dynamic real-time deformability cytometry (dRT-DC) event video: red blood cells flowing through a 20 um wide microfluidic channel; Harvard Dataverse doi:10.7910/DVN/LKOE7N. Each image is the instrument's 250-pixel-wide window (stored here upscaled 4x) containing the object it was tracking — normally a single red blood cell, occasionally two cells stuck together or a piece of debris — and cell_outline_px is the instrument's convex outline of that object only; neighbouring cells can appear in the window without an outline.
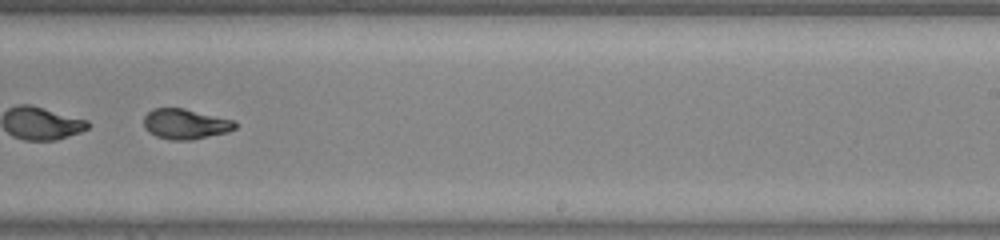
{"species": "common noctule bat (a hibernating species)", "species_latin": "Nyctalus noctula", "temperature_condition": "warm", "stored_images_in_passage": 50, "segment_of_instrument_passage": [2, 2], "camera_frame_rate_fps": 3000, "um_per_image_px": 0.085, "animal": {"sex": "male", "body_mass_g": 20.0, "forearm_length_mm": 53.3}, "frame": {"image": 1, "passage_image": 33, "time_ms": 10.667, "image_size_px": [1000, 240], "cell_outline_px": [[236, 128], [228, 132], [192, 140], [168, 140], [156, 136], [148, 132], [144, 128], [144, 116], [152, 108], [184, 108], [236, 120]], "centroid_in_image_um": [15.76, 10.54], "position_along_channel_um": 273.2, "area_um2": 16.36}}
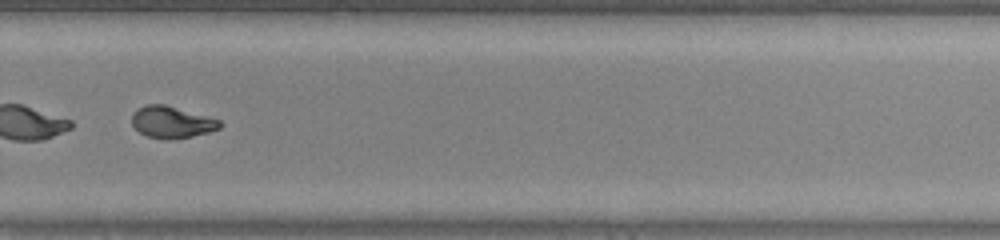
{"frame": {"image": 2, "passage_image": 36, "time_ms": 11.667, "image_size_px": [1000, 240], "cell_outline_px": [[224, 124], [220, 128], [208, 132], [192, 136], [172, 140], [164, 140], [148, 136], [140, 132], [132, 124], [132, 112], [136, 108], [148, 104], [164, 104], [220, 120]], "centroid_in_image_um": [14.59, 10.39], "position_along_channel_um": 315.2, "area_um2": 16.3}}